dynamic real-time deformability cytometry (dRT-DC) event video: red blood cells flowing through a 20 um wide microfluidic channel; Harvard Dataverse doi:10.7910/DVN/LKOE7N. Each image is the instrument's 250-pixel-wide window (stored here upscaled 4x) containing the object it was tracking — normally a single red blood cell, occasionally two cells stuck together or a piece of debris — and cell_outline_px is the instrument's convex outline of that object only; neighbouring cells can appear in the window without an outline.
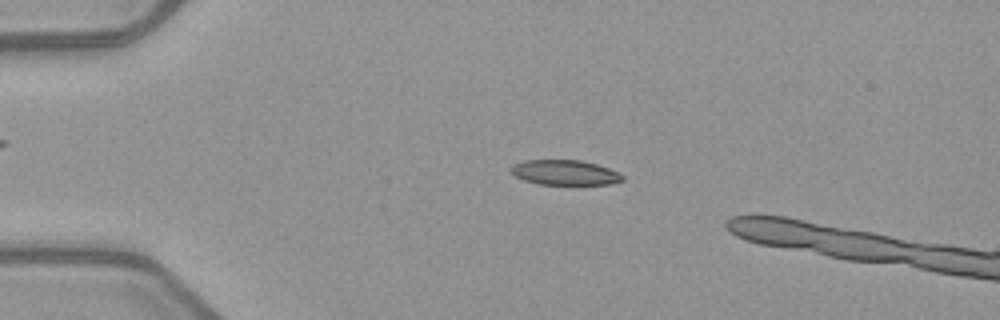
{"species": "common noctule bat (a hibernating species)", "species_latin": "Nyctalus noctula", "temperature_condition": "warm", "stored_images_in_passage": 5, "camera_frame_rate_fps": 3000, "um_per_image_px": 0.085, "animal": {"sex": "female", "body_mass_g": 21.9}, "frame": {"image": 1, "passage_image": 3, "time_ms": 2.333, "image_size_px": [1000, 320], "cell_outline_px": [[624, 180], [612, 184], [576, 188], [540, 184], [524, 180], [516, 176], [508, 168], [512, 164], [524, 160], [580, 160], [596, 164], [608, 168], [624, 176]], "centroid_in_image_um": [48.04, 14.72], "position_along_channel_um": 37.0, "area_um2": 17.22}}